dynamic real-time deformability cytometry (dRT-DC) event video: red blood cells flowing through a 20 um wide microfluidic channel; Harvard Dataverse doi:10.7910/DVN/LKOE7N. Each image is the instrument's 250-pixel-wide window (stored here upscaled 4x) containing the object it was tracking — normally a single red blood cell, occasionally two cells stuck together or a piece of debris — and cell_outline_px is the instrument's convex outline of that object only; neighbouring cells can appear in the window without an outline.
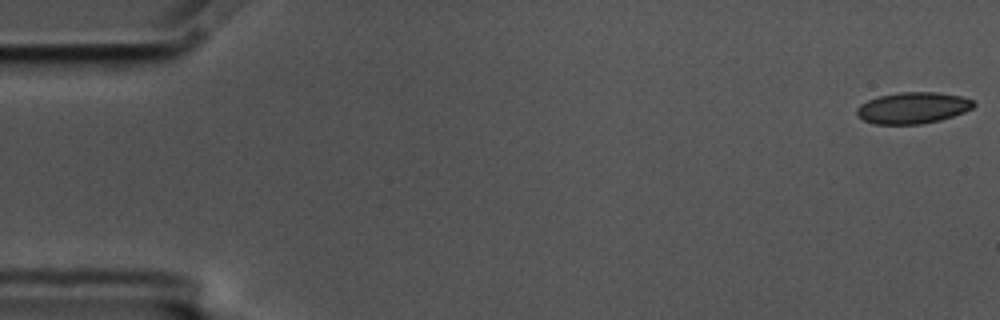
{"species": "common noctule bat (a hibernating species)", "species_latin": "Nyctalus noctula", "temperature_condition": "cold", "stored_images_in_passage": 56, "camera_frame_rate_fps": 3000, "um_per_image_px": 0.085, "animal": {"sex": "male", "body_mass_g": 17.5, "forearm_length_mm": 52.3}, "frame": {"image": 1, "passage_image": 1, "time_ms": 0.0, "image_size_px": [1000, 320], "cell_outline_px": [[976, 104], [972, 108], [964, 112], [940, 120], [920, 124], [872, 124], [856, 116], [856, 108], [860, 104], [868, 100], [880, 96], [900, 92], [936, 92], [960, 96], [972, 100]], "centroid_in_image_um": [77.56, 9.17], "position_along_channel_um": 7.4, "area_um2": 21.33}}
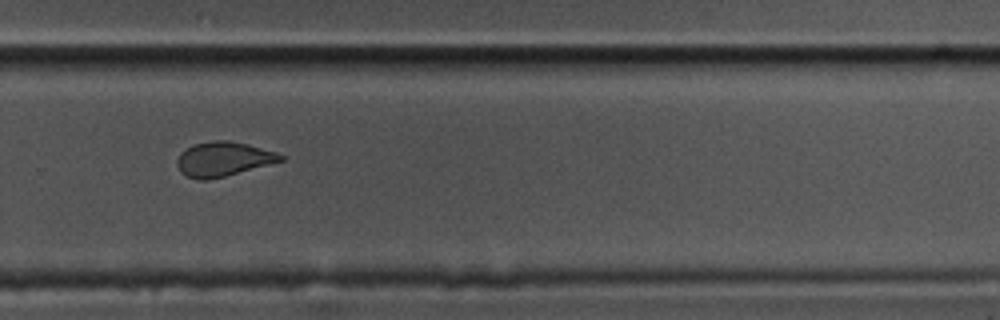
{"frame": {"image": 2, "passage_image": 38, "time_ms": 12.333, "image_size_px": [1000, 320], "cell_outline_px": [[284, 160], [224, 176], [208, 180], [200, 180], [188, 176], [180, 172], [176, 164], [176, 160], [180, 152], [192, 144], [212, 140], [228, 140], [248, 144], [276, 152], [284, 156]], "centroid_in_image_um": [18.93, 13.5], "position_along_channel_um": 310.9, "area_um2": 20.75}}
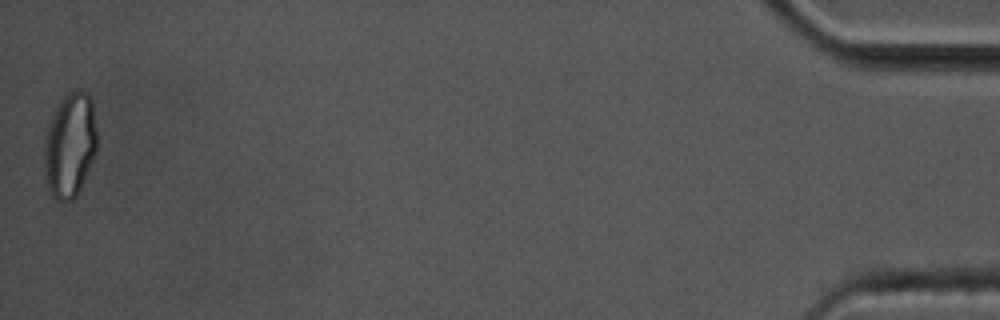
{"frame": {"image": 3, "passage_image": 56, "time_ms": 18.333, "image_size_px": [1000, 320], "cell_outline_px": [[96, 152], [80, 188], [76, 196], [72, 200], [56, 200], [52, 196], [44, 180], [44, 140], [48, 124], [56, 108], [64, 96], [68, 92], [80, 88], [92, 100], [96, 128]], "centroid_in_image_um": [5.92, 12.34], "position_along_channel_um": 429.3, "area_um2": 32.25}, "authors_computed_cell_mechanics": {"area_um2": 21.9062, "velocity_mm_per_s": 3.567, "shape_relaxation_time_tau1_ms": 7.6299, "shape_relaxation_time_tau2_ms": 1.5725, "deformation_change_tau1": 0.1463, "deformation_change_tau2": 0.0717}}